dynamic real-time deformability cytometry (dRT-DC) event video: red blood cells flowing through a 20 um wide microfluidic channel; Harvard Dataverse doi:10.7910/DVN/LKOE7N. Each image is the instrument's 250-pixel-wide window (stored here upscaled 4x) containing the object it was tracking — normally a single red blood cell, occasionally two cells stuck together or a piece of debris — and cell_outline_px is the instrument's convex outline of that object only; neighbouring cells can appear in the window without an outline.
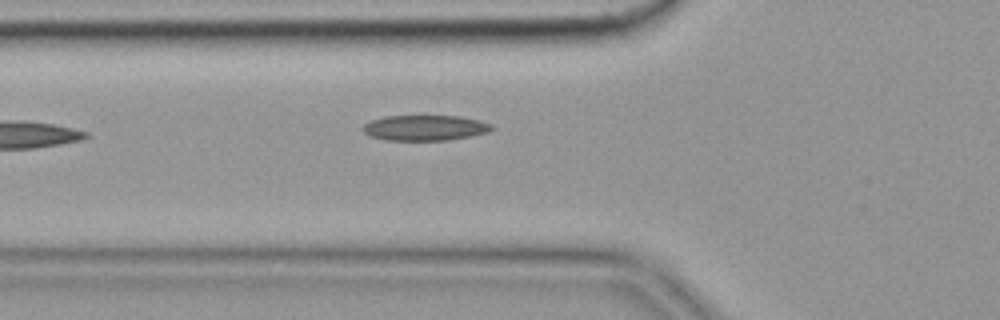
{"species": "common noctule bat (a hibernating species)", "species_latin": "Nyctalus noctula", "temperature_condition": "cold", "stored_images_in_passage": 5, "camera_frame_rate_fps": 3000, "um_per_image_px": 0.085, "animal": {"sex": "female", "body_mass_g": 19.9}, "frame": {"image": 1, "passage_image": 5, "time_ms": 1.333, "image_size_px": [1000, 320], "cell_outline_px": [[496, 128], [488, 132], [448, 140], [384, 140], [368, 136], [360, 128], [364, 124], [372, 120], [384, 116], [460, 116], [480, 120], [492, 124]], "centroid_in_image_um": [36.11, 10.86], "position_along_channel_um": 89.7, "area_um2": 19.25}}